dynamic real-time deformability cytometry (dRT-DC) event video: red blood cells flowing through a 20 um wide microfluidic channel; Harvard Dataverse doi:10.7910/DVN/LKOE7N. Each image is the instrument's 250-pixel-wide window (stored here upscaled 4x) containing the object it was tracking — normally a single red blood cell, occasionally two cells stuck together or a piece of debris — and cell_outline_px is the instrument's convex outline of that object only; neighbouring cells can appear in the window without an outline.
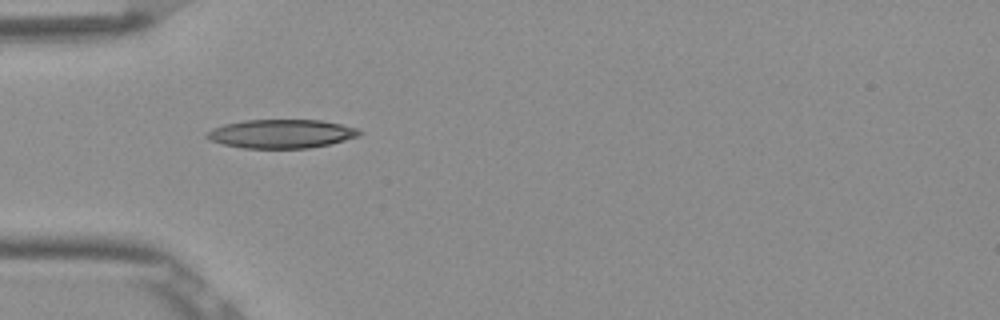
{"species": "Egyptian fruit bat (a non-hibernating species)", "species_latin": "Rousettus aegyptiacus", "temperature_condition": "room temperature", "stored_images_in_passage": 4, "camera_frame_rate_fps": 3000, "um_per_image_px": 0.085, "frame": {"image": 1, "passage_image": 1, "time_ms": 0.0, "image_size_px": [1000, 320], "cell_outline_px": [[364, 132], [360, 136], [328, 144], [308, 148], [244, 148], [224, 144], [208, 140], [204, 136], [204, 132], [212, 128], [224, 124], [244, 120], [320, 120], [340, 124], [356, 128]], "centroid_in_image_um": [23.87, 11.37], "position_along_channel_um": 61.1, "area_um2": 25.61}}
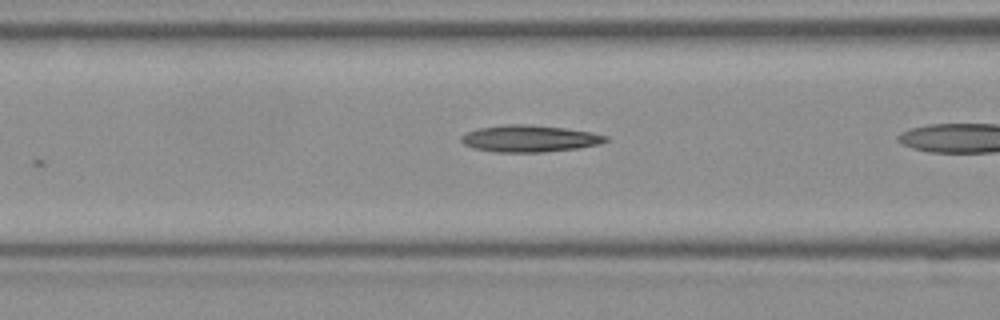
{"frame": {"image": 2, "passage_image": 3, "time_ms": 0.667, "image_size_px": [1000, 320], "cell_outline_px": [[608, 140], [600, 144], [580, 148], [540, 152], [496, 152], [472, 148], [464, 144], [460, 140], [460, 136], [464, 132], [476, 128], [500, 124], [528, 124], [564, 128], [592, 132], [608, 136]], "centroid_in_image_um": [44.96, 11.77], "position_along_channel_um": 121.6, "area_um2": 22.89}}